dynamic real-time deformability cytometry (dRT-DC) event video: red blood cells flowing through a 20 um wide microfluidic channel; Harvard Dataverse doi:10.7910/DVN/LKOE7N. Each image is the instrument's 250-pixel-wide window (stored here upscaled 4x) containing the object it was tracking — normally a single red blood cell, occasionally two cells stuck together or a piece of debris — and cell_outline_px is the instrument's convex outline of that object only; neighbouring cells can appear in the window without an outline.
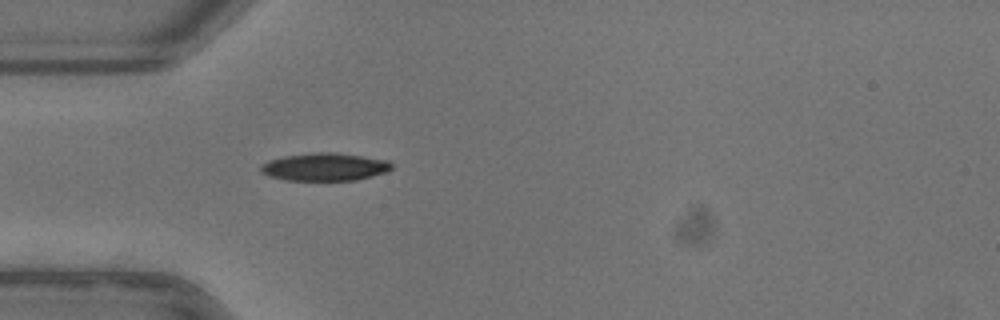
{"species": "common noctule bat (a hibernating species)", "species_latin": "Nyctalus noctula", "temperature_condition": "warm", "stored_images_in_passage": 46, "camera_frame_rate_fps": 3000, "um_per_image_px": 0.085, "animal": {"sex": "female"}, "frame": {"image": 1, "passage_image": 9, "time_ms": 2.667, "image_size_px": [1000, 320], "cell_outline_px": [[392, 168], [388, 172], [356, 180], [284, 180], [268, 176], [260, 172], [260, 164], [268, 160], [284, 156], [316, 152], [332, 152], [388, 160], [392, 164]], "centroid_in_image_um": [27.57, 14.19], "position_along_channel_um": 57.4, "area_um2": 21.27}}
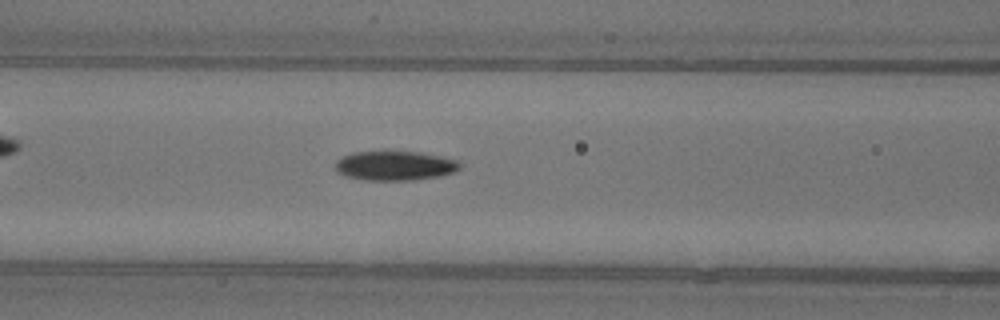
{"frame": {"image": 2, "passage_image": 15, "time_ms": 4.667, "image_size_px": [1000, 320], "cell_outline_px": [[460, 168], [452, 172], [440, 176], [412, 180], [368, 180], [348, 176], [336, 172], [336, 160], [340, 156], [352, 152], [420, 152], [460, 160]], "centroid_in_image_um": [33.56, 14.08], "position_along_channel_um": 133.0, "area_um2": 21.27}}
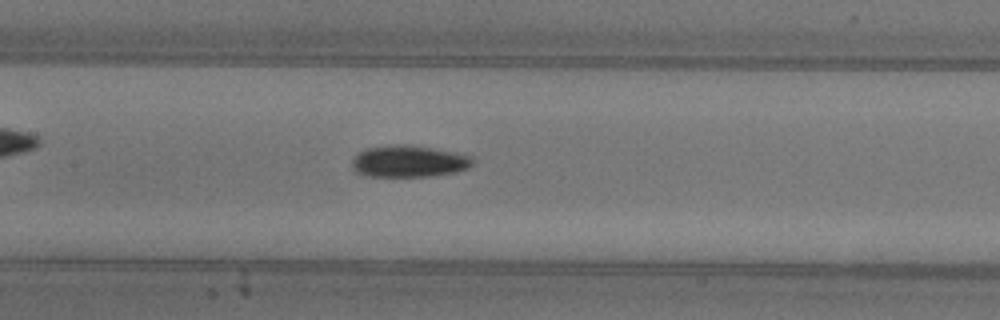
{"frame": {"image": 3, "passage_image": 18, "time_ms": 5.667, "image_size_px": [1000, 320], "cell_outline_px": [[472, 164], [468, 168], [456, 172], [428, 176], [368, 176], [356, 172], [352, 168], [352, 160], [364, 148], [388, 144], [408, 144], [432, 148], [472, 156]], "centroid_in_image_um": [34.71, 13.7], "position_along_channel_um": 172.7, "area_um2": 22.31}, "authors_computed_cell_mechanics": {"area_um2": 20.2011, "velocity_mm_per_s": 3.9505, "shape_relaxation_time_tau1_ms": 3.9732, "shape_relaxation_time_tau2_ms": null, "deformation_change_tau1": 0.1363, "deformation_change_tau2": null}}